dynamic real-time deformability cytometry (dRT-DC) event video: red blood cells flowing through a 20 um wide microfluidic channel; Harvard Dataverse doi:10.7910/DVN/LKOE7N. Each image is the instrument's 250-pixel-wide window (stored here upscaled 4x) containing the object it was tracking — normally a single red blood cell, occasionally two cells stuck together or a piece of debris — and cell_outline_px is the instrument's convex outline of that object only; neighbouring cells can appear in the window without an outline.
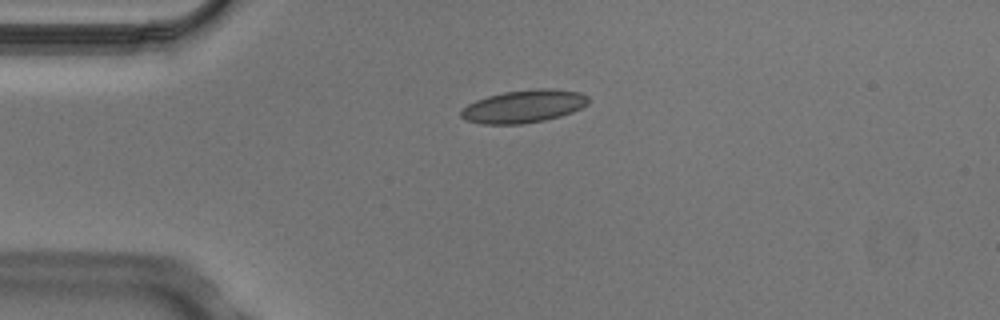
{"species": "Egyptian fruit bat (a non-hibernating species)", "species_latin": "Rousettus aegyptiacus", "temperature_condition": "cold", "stored_images_in_passage": 3, "camera_frame_rate_fps": 3000, "um_per_image_px": 0.085, "animal": {"sex": "male"}, "frame": {"image": 1, "passage_image": 3, "time_ms": 0.667, "image_size_px": [1000, 320], "cell_outline_px": [[592, 100], [588, 104], [572, 112], [560, 116], [544, 120], [520, 124], [480, 124], [464, 120], [460, 116], [460, 112], [468, 104], [476, 100], [488, 96], [504, 92], [540, 88], [552, 88], [580, 92], [588, 96]], "centroid_in_image_um": [44.53, 9.04], "position_along_channel_um": 40.5, "area_um2": 24.45}}